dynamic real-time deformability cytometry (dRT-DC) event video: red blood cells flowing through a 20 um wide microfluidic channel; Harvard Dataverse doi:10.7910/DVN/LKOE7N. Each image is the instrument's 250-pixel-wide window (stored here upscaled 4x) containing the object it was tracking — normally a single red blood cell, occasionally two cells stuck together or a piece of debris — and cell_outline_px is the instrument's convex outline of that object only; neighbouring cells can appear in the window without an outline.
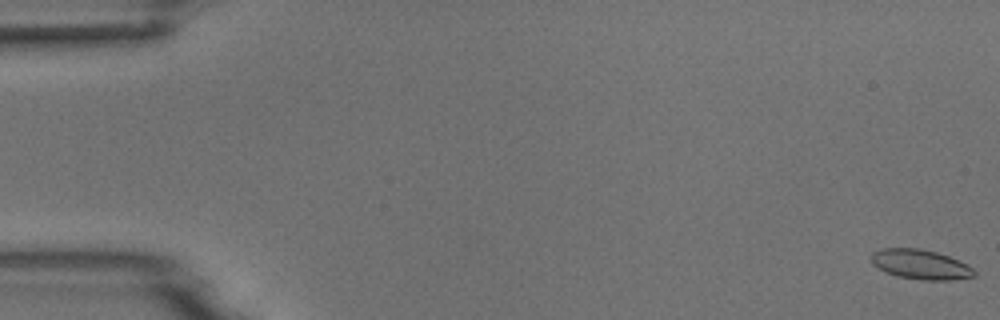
{"species": "common noctule bat (a hibernating species)", "species_latin": "Nyctalus noctula", "temperature_condition": "room temperature", "stored_images_in_passage": 4, "camera_frame_rate_fps": 3000, "um_per_image_px": 0.085, "animal": {"sex": "male", "body_mass_g": 18.8}, "frame": {"image": 1, "passage_image": 1, "time_ms": 0.0, "image_size_px": [1000, 320], "cell_outline_px": [[976, 276], [952, 280], [920, 280], [896, 276], [884, 272], [872, 264], [872, 252], [884, 248], [920, 248], [936, 252], [948, 256], [972, 268], [976, 272]], "centroid_in_image_um": [78.22, 22.49], "position_along_channel_um": 6.8, "area_um2": 17.8}}
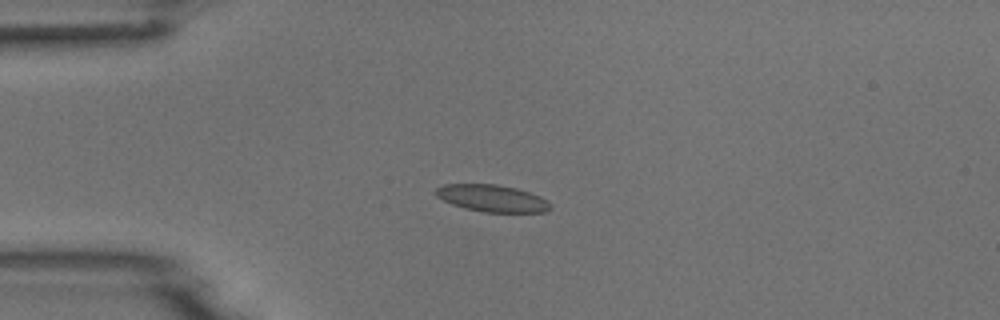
{"frame": {"image": 2, "passage_image": 4, "time_ms": 4.333, "image_size_px": [1000, 320], "cell_outline_px": [[552, 208], [544, 212], [484, 212], [464, 208], [452, 204], [436, 196], [436, 188], [444, 184], [496, 184], [516, 188], [540, 196], [548, 200]], "centroid_in_image_um": [41.84, 16.85], "position_along_channel_um": 43.2, "area_um2": 17.98}}